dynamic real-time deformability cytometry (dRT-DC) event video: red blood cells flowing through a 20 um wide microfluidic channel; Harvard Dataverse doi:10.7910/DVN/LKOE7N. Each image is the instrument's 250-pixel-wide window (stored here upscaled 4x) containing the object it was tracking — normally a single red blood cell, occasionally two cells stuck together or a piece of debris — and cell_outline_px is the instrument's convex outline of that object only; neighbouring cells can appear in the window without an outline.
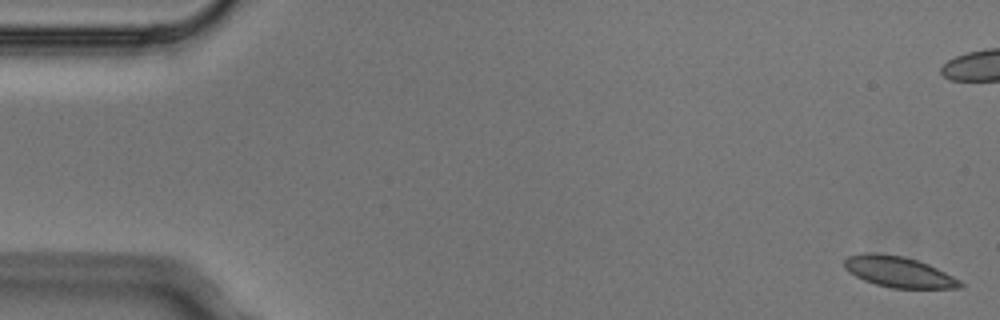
{"species": "Egyptian fruit bat (a non-hibernating species)", "species_latin": "Rousettus aegyptiacus", "temperature_condition": "cold", "stored_images_in_passage": 9, "camera_frame_rate_fps": 3000, "um_per_image_px": 0.085, "animal": {"sex": "male"}, "frame": {"image": 1, "passage_image": 1, "time_ms": 0.0, "image_size_px": [1000, 320], "cell_outline_px": [[964, 288], [892, 288], [876, 284], [864, 280], [856, 276], [844, 268], [844, 260], [848, 256], [864, 252], [876, 252], [904, 256], [928, 264], [960, 280], [964, 284]], "centroid_in_image_um": [76.37, 23.1], "position_along_channel_um": 8.6, "area_um2": 20.81}}
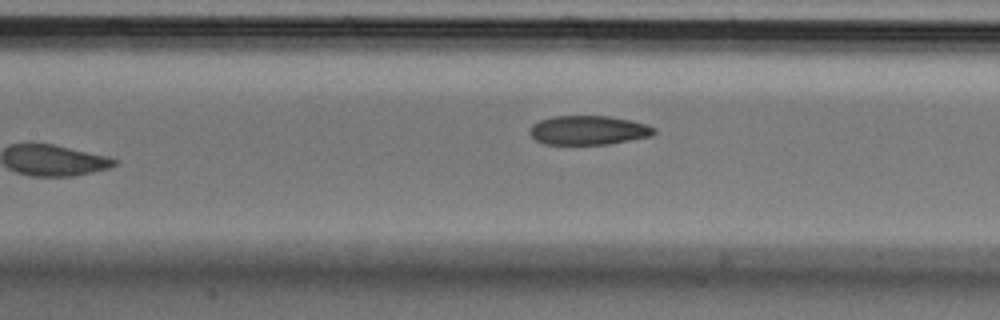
{"frame": {"image": 2, "passage_image": 8, "time_ms": 2.333, "image_size_px": [1000, 320], "cell_outline_px": [[656, 132], [652, 136], [608, 144], [544, 144], [536, 140], [528, 132], [528, 128], [532, 124], [540, 120], [552, 116], [608, 116], [632, 120], [648, 124], [656, 128]], "centroid_in_image_um": [50.02, 11.06], "position_along_channel_um": 157.4, "area_um2": 21.33}}
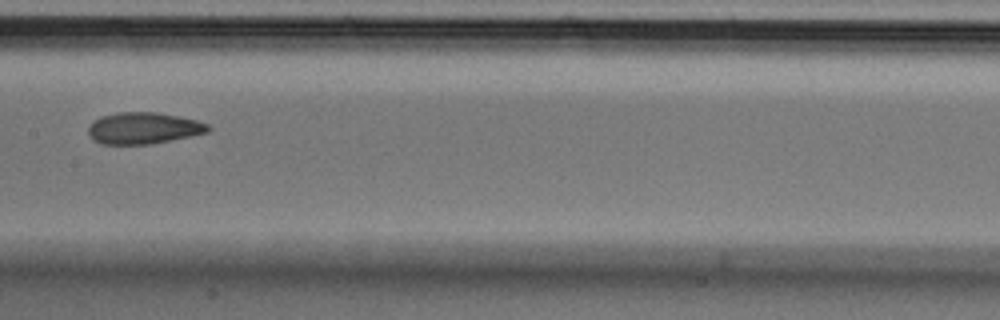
{"frame": {"image": 3, "passage_image": 9, "time_ms": 2.667, "image_size_px": [1000, 320], "cell_outline_px": [[212, 128], [208, 132], [148, 144], [100, 144], [92, 140], [88, 132], [88, 128], [92, 120], [100, 116], [120, 112], [156, 112], [180, 116], [196, 120], [208, 124]], "centroid_in_image_um": [12.15, 10.88], "position_along_channel_um": 195.2, "area_um2": 22.02}}